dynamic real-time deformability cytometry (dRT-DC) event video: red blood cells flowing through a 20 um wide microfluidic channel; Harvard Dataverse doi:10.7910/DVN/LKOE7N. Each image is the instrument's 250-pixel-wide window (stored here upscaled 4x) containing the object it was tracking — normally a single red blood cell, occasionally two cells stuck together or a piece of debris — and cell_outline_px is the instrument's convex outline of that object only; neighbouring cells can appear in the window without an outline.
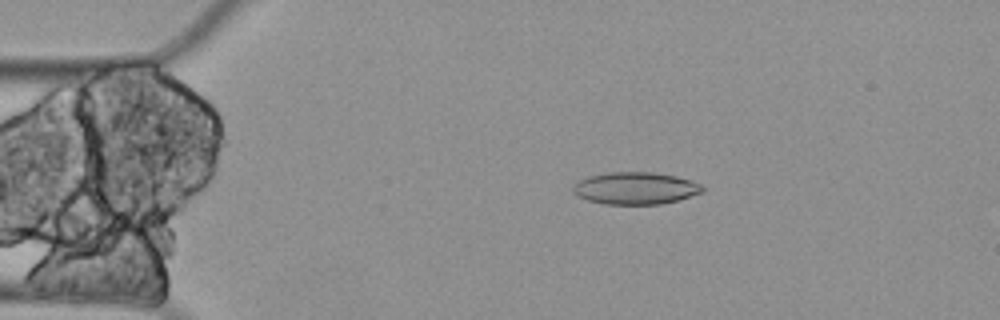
{"species": "Egyptian fruit bat (a non-hibernating species)", "species_latin": "Rousettus aegyptiacus", "temperature_condition": "cold", "stored_images_in_passage": 5, "camera_frame_rate_fps": 3000, "um_per_image_px": 0.085, "animal": {"sex": "female"}, "frame": {"image": 1, "passage_image": 5, "time_ms": 1.333, "image_size_px": [1000, 320], "cell_outline_px": [[704, 192], [680, 200], [660, 204], [604, 204], [588, 200], [576, 196], [572, 192], [572, 188], [580, 180], [588, 176], [608, 172], [652, 172], [676, 176], [692, 180], [700, 184], [704, 188]], "centroid_in_image_um": [54.03, 16.0], "position_along_channel_um": 31.0, "area_um2": 24.45}}